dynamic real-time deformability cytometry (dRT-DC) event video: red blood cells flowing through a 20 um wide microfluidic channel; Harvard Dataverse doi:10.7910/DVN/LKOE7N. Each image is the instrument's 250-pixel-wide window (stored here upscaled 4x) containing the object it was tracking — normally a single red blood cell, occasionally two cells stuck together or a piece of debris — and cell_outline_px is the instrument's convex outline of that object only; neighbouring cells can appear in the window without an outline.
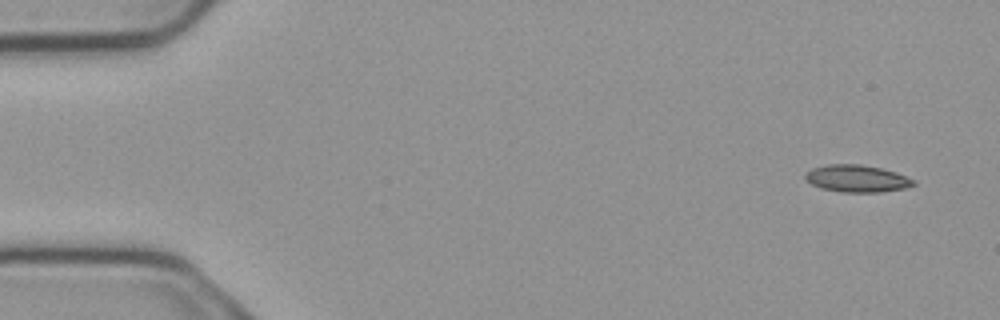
{"species": "common noctule bat (a hibernating species)", "species_latin": "Nyctalus noctula", "temperature_condition": "cold", "stored_images_in_passage": 5, "camera_frame_rate_fps": 3000, "um_per_image_px": 0.085, "animal": {"sex": "male", "body_mass_g": 23.1, "forearm_length_mm": 52.7}, "frame": {"image": 1, "passage_image": 1, "time_ms": 0.0, "image_size_px": [1000, 320], "cell_outline_px": [[916, 184], [908, 188], [880, 192], [844, 192], [820, 188], [812, 184], [804, 176], [804, 172], [812, 168], [828, 164], [860, 164], [880, 168], [896, 172], [916, 180]], "centroid_in_image_um": [72.86, 15.17], "position_along_channel_um": 12.1, "area_um2": 17.22}}
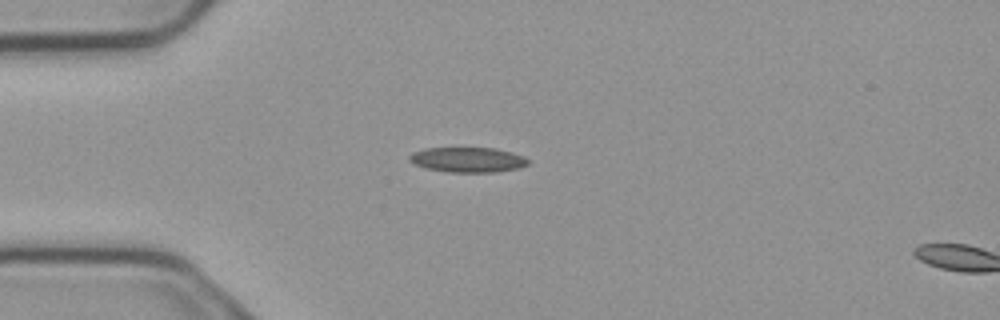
{"frame": {"image": 2, "passage_image": 4, "time_ms": 1.0, "image_size_px": [1000, 320], "cell_outline_px": [[528, 164], [520, 168], [496, 172], [448, 172], [424, 168], [408, 160], [408, 156], [412, 152], [424, 148], [496, 148], [512, 152], [524, 156], [528, 160]], "centroid_in_image_um": [39.75, 13.58], "position_along_channel_um": 45.2, "area_um2": 17.46}}